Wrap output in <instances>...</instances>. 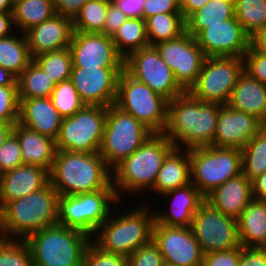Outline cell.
<instances>
[{
  "label": "cell",
  "mask_w": 266,
  "mask_h": 266,
  "mask_svg": "<svg viewBox=\"0 0 266 266\" xmlns=\"http://www.w3.org/2000/svg\"><path fill=\"white\" fill-rule=\"evenodd\" d=\"M221 107L184 91L168 102V121L163 134L180 149L213 146Z\"/></svg>",
  "instance_id": "1"
},
{
  "label": "cell",
  "mask_w": 266,
  "mask_h": 266,
  "mask_svg": "<svg viewBox=\"0 0 266 266\" xmlns=\"http://www.w3.org/2000/svg\"><path fill=\"white\" fill-rule=\"evenodd\" d=\"M49 182L59 196L114 189L111 169L99 152L57 150Z\"/></svg>",
  "instance_id": "2"
},
{
  "label": "cell",
  "mask_w": 266,
  "mask_h": 266,
  "mask_svg": "<svg viewBox=\"0 0 266 266\" xmlns=\"http://www.w3.org/2000/svg\"><path fill=\"white\" fill-rule=\"evenodd\" d=\"M58 192L48 182L38 191L5 204L0 209L3 239L25 240L41 229L57 224Z\"/></svg>",
  "instance_id": "3"
},
{
  "label": "cell",
  "mask_w": 266,
  "mask_h": 266,
  "mask_svg": "<svg viewBox=\"0 0 266 266\" xmlns=\"http://www.w3.org/2000/svg\"><path fill=\"white\" fill-rule=\"evenodd\" d=\"M174 148L163 133H154L133 154L118 163L111 171L119 201H122L123 193L150 192L165 158Z\"/></svg>",
  "instance_id": "4"
},
{
  "label": "cell",
  "mask_w": 266,
  "mask_h": 266,
  "mask_svg": "<svg viewBox=\"0 0 266 266\" xmlns=\"http://www.w3.org/2000/svg\"><path fill=\"white\" fill-rule=\"evenodd\" d=\"M134 207L128 209L131 211H121V214L112 210L91 241L105 252L127 258L141 246L150 243L153 238L155 213L151 212L148 205Z\"/></svg>",
  "instance_id": "5"
},
{
  "label": "cell",
  "mask_w": 266,
  "mask_h": 266,
  "mask_svg": "<svg viewBox=\"0 0 266 266\" xmlns=\"http://www.w3.org/2000/svg\"><path fill=\"white\" fill-rule=\"evenodd\" d=\"M85 233L55 224L28 236L33 266H83L84 253L91 242Z\"/></svg>",
  "instance_id": "6"
},
{
  "label": "cell",
  "mask_w": 266,
  "mask_h": 266,
  "mask_svg": "<svg viewBox=\"0 0 266 266\" xmlns=\"http://www.w3.org/2000/svg\"><path fill=\"white\" fill-rule=\"evenodd\" d=\"M119 207L115 189L59 196L57 224L81 231L92 238L111 214L112 204ZM118 203V205H117Z\"/></svg>",
  "instance_id": "7"
},
{
  "label": "cell",
  "mask_w": 266,
  "mask_h": 266,
  "mask_svg": "<svg viewBox=\"0 0 266 266\" xmlns=\"http://www.w3.org/2000/svg\"><path fill=\"white\" fill-rule=\"evenodd\" d=\"M191 183L206 197L216 187L242 174L238 148L195 147L189 149Z\"/></svg>",
  "instance_id": "8"
},
{
  "label": "cell",
  "mask_w": 266,
  "mask_h": 266,
  "mask_svg": "<svg viewBox=\"0 0 266 266\" xmlns=\"http://www.w3.org/2000/svg\"><path fill=\"white\" fill-rule=\"evenodd\" d=\"M168 102L125 70L120 73L114 105L134 116L153 133H164L167 127Z\"/></svg>",
  "instance_id": "9"
},
{
  "label": "cell",
  "mask_w": 266,
  "mask_h": 266,
  "mask_svg": "<svg viewBox=\"0 0 266 266\" xmlns=\"http://www.w3.org/2000/svg\"><path fill=\"white\" fill-rule=\"evenodd\" d=\"M154 133L134 116L114 104L107 107V115L100 155L112 170L124 158L133 154Z\"/></svg>",
  "instance_id": "10"
},
{
  "label": "cell",
  "mask_w": 266,
  "mask_h": 266,
  "mask_svg": "<svg viewBox=\"0 0 266 266\" xmlns=\"http://www.w3.org/2000/svg\"><path fill=\"white\" fill-rule=\"evenodd\" d=\"M107 107L85 105L71 117L62 120L56 141L57 150L70 152H99Z\"/></svg>",
  "instance_id": "11"
},
{
  "label": "cell",
  "mask_w": 266,
  "mask_h": 266,
  "mask_svg": "<svg viewBox=\"0 0 266 266\" xmlns=\"http://www.w3.org/2000/svg\"><path fill=\"white\" fill-rule=\"evenodd\" d=\"M243 71V58L206 57L197 82L189 91L201 101L226 105Z\"/></svg>",
  "instance_id": "12"
},
{
  "label": "cell",
  "mask_w": 266,
  "mask_h": 266,
  "mask_svg": "<svg viewBox=\"0 0 266 266\" xmlns=\"http://www.w3.org/2000/svg\"><path fill=\"white\" fill-rule=\"evenodd\" d=\"M124 70L168 101L185 91L152 45L131 52L124 60Z\"/></svg>",
  "instance_id": "13"
},
{
  "label": "cell",
  "mask_w": 266,
  "mask_h": 266,
  "mask_svg": "<svg viewBox=\"0 0 266 266\" xmlns=\"http://www.w3.org/2000/svg\"><path fill=\"white\" fill-rule=\"evenodd\" d=\"M190 227L204 254L240 246L238 221L224 215L206 201L194 214Z\"/></svg>",
  "instance_id": "14"
},
{
  "label": "cell",
  "mask_w": 266,
  "mask_h": 266,
  "mask_svg": "<svg viewBox=\"0 0 266 266\" xmlns=\"http://www.w3.org/2000/svg\"><path fill=\"white\" fill-rule=\"evenodd\" d=\"M173 71L175 80L188 91L196 82L206 58L195 37L184 32L179 37L153 45Z\"/></svg>",
  "instance_id": "15"
},
{
  "label": "cell",
  "mask_w": 266,
  "mask_h": 266,
  "mask_svg": "<svg viewBox=\"0 0 266 266\" xmlns=\"http://www.w3.org/2000/svg\"><path fill=\"white\" fill-rule=\"evenodd\" d=\"M153 242L158 246L164 263L175 266H202L204 253L191 227L154 223Z\"/></svg>",
  "instance_id": "16"
},
{
  "label": "cell",
  "mask_w": 266,
  "mask_h": 266,
  "mask_svg": "<svg viewBox=\"0 0 266 266\" xmlns=\"http://www.w3.org/2000/svg\"><path fill=\"white\" fill-rule=\"evenodd\" d=\"M69 50L73 67L124 68L125 58L117 51L112 38L103 33L74 31Z\"/></svg>",
  "instance_id": "17"
},
{
  "label": "cell",
  "mask_w": 266,
  "mask_h": 266,
  "mask_svg": "<svg viewBox=\"0 0 266 266\" xmlns=\"http://www.w3.org/2000/svg\"><path fill=\"white\" fill-rule=\"evenodd\" d=\"M123 70L72 67L70 79L86 105L109 107L115 103L118 78Z\"/></svg>",
  "instance_id": "18"
},
{
  "label": "cell",
  "mask_w": 266,
  "mask_h": 266,
  "mask_svg": "<svg viewBox=\"0 0 266 266\" xmlns=\"http://www.w3.org/2000/svg\"><path fill=\"white\" fill-rule=\"evenodd\" d=\"M195 39L206 57L243 58L250 46V37L236 18L207 25Z\"/></svg>",
  "instance_id": "19"
},
{
  "label": "cell",
  "mask_w": 266,
  "mask_h": 266,
  "mask_svg": "<svg viewBox=\"0 0 266 266\" xmlns=\"http://www.w3.org/2000/svg\"><path fill=\"white\" fill-rule=\"evenodd\" d=\"M265 125L255 116L228 104L220 108L213 146L242 149Z\"/></svg>",
  "instance_id": "20"
},
{
  "label": "cell",
  "mask_w": 266,
  "mask_h": 266,
  "mask_svg": "<svg viewBox=\"0 0 266 266\" xmlns=\"http://www.w3.org/2000/svg\"><path fill=\"white\" fill-rule=\"evenodd\" d=\"M73 33V19L56 13L24 34L33 58L46 52L69 48Z\"/></svg>",
  "instance_id": "21"
},
{
  "label": "cell",
  "mask_w": 266,
  "mask_h": 266,
  "mask_svg": "<svg viewBox=\"0 0 266 266\" xmlns=\"http://www.w3.org/2000/svg\"><path fill=\"white\" fill-rule=\"evenodd\" d=\"M49 182V172L36 165L23 164L0 175V209L43 188Z\"/></svg>",
  "instance_id": "22"
},
{
  "label": "cell",
  "mask_w": 266,
  "mask_h": 266,
  "mask_svg": "<svg viewBox=\"0 0 266 266\" xmlns=\"http://www.w3.org/2000/svg\"><path fill=\"white\" fill-rule=\"evenodd\" d=\"M62 120L50 97L19 98L18 123L24 127L56 140Z\"/></svg>",
  "instance_id": "23"
},
{
  "label": "cell",
  "mask_w": 266,
  "mask_h": 266,
  "mask_svg": "<svg viewBox=\"0 0 266 266\" xmlns=\"http://www.w3.org/2000/svg\"><path fill=\"white\" fill-rule=\"evenodd\" d=\"M162 196L169 198L172 204L166 211H154L155 222L167 226L190 227L194 214L205 201V197L192 183L168 191Z\"/></svg>",
  "instance_id": "24"
},
{
  "label": "cell",
  "mask_w": 266,
  "mask_h": 266,
  "mask_svg": "<svg viewBox=\"0 0 266 266\" xmlns=\"http://www.w3.org/2000/svg\"><path fill=\"white\" fill-rule=\"evenodd\" d=\"M252 199L251 181L243 174L227 180L205 197L213 208L236 220Z\"/></svg>",
  "instance_id": "25"
},
{
  "label": "cell",
  "mask_w": 266,
  "mask_h": 266,
  "mask_svg": "<svg viewBox=\"0 0 266 266\" xmlns=\"http://www.w3.org/2000/svg\"><path fill=\"white\" fill-rule=\"evenodd\" d=\"M13 134L17 137L23 164L36 165L50 172L56 154V141L16 123Z\"/></svg>",
  "instance_id": "26"
},
{
  "label": "cell",
  "mask_w": 266,
  "mask_h": 266,
  "mask_svg": "<svg viewBox=\"0 0 266 266\" xmlns=\"http://www.w3.org/2000/svg\"><path fill=\"white\" fill-rule=\"evenodd\" d=\"M228 105L255 116L266 126V85L247 72L239 75Z\"/></svg>",
  "instance_id": "27"
},
{
  "label": "cell",
  "mask_w": 266,
  "mask_h": 266,
  "mask_svg": "<svg viewBox=\"0 0 266 266\" xmlns=\"http://www.w3.org/2000/svg\"><path fill=\"white\" fill-rule=\"evenodd\" d=\"M190 183L189 149L175 147L165 158L151 192L161 195Z\"/></svg>",
  "instance_id": "28"
},
{
  "label": "cell",
  "mask_w": 266,
  "mask_h": 266,
  "mask_svg": "<svg viewBox=\"0 0 266 266\" xmlns=\"http://www.w3.org/2000/svg\"><path fill=\"white\" fill-rule=\"evenodd\" d=\"M237 221L241 246H266V201L253 198Z\"/></svg>",
  "instance_id": "29"
},
{
  "label": "cell",
  "mask_w": 266,
  "mask_h": 266,
  "mask_svg": "<svg viewBox=\"0 0 266 266\" xmlns=\"http://www.w3.org/2000/svg\"><path fill=\"white\" fill-rule=\"evenodd\" d=\"M234 4L222 0H210L185 19V32L196 37L207 28V25L221 24L224 20L235 18Z\"/></svg>",
  "instance_id": "30"
},
{
  "label": "cell",
  "mask_w": 266,
  "mask_h": 266,
  "mask_svg": "<svg viewBox=\"0 0 266 266\" xmlns=\"http://www.w3.org/2000/svg\"><path fill=\"white\" fill-rule=\"evenodd\" d=\"M0 38V65L18 77L32 61L27 39L18 31ZM21 36V37H20Z\"/></svg>",
  "instance_id": "31"
},
{
  "label": "cell",
  "mask_w": 266,
  "mask_h": 266,
  "mask_svg": "<svg viewBox=\"0 0 266 266\" xmlns=\"http://www.w3.org/2000/svg\"><path fill=\"white\" fill-rule=\"evenodd\" d=\"M13 22L16 31L25 33L54 14L53 0H18L13 4Z\"/></svg>",
  "instance_id": "32"
},
{
  "label": "cell",
  "mask_w": 266,
  "mask_h": 266,
  "mask_svg": "<svg viewBox=\"0 0 266 266\" xmlns=\"http://www.w3.org/2000/svg\"><path fill=\"white\" fill-rule=\"evenodd\" d=\"M111 38L117 51L126 58L131 52L149 46L146 20L127 18Z\"/></svg>",
  "instance_id": "33"
},
{
  "label": "cell",
  "mask_w": 266,
  "mask_h": 266,
  "mask_svg": "<svg viewBox=\"0 0 266 266\" xmlns=\"http://www.w3.org/2000/svg\"><path fill=\"white\" fill-rule=\"evenodd\" d=\"M149 45L175 39L185 32L182 13L156 14L146 19Z\"/></svg>",
  "instance_id": "34"
},
{
  "label": "cell",
  "mask_w": 266,
  "mask_h": 266,
  "mask_svg": "<svg viewBox=\"0 0 266 266\" xmlns=\"http://www.w3.org/2000/svg\"><path fill=\"white\" fill-rule=\"evenodd\" d=\"M19 98H46L52 94L56 83L32 60L17 77Z\"/></svg>",
  "instance_id": "35"
},
{
  "label": "cell",
  "mask_w": 266,
  "mask_h": 266,
  "mask_svg": "<svg viewBox=\"0 0 266 266\" xmlns=\"http://www.w3.org/2000/svg\"><path fill=\"white\" fill-rule=\"evenodd\" d=\"M242 174L250 181L266 171V126L241 149Z\"/></svg>",
  "instance_id": "36"
},
{
  "label": "cell",
  "mask_w": 266,
  "mask_h": 266,
  "mask_svg": "<svg viewBox=\"0 0 266 266\" xmlns=\"http://www.w3.org/2000/svg\"><path fill=\"white\" fill-rule=\"evenodd\" d=\"M111 0H89L73 19L74 31L102 33Z\"/></svg>",
  "instance_id": "37"
},
{
  "label": "cell",
  "mask_w": 266,
  "mask_h": 266,
  "mask_svg": "<svg viewBox=\"0 0 266 266\" xmlns=\"http://www.w3.org/2000/svg\"><path fill=\"white\" fill-rule=\"evenodd\" d=\"M235 18L251 38L266 26V0H235Z\"/></svg>",
  "instance_id": "38"
},
{
  "label": "cell",
  "mask_w": 266,
  "mask_h": 266,
  "mask_svg": "<svg viewBox=\"0 0 266 266\" xmlns=\"http://www.w3.org/2000/svg\"><path fill=\"white\" fill-rule=\"evenodd\" d=\"M32 60L56 84L71 78L73 63L69 48L60 51L46 52L33 57Z\"/></svg>",
  "instance_id": "39"
},
{
  "label": "cell",
  "mask_w": 266,
  "mask_h": 266,
  "mask_svg": "<svg viewBox=\"0 0 266 266\" xmlns=\"http://www.w3.org/2000/svg\"><path fill=\"white\" fill-rule=\"evenodd\" d=\"M50 99L63 118L73 116L86 105L81 100L71 79L56 84Z\"/></svg>",
  "instance_id": "40"
},
{
  "label": "cell",
  "mask_w": 266,
  "mask_h": 266,
  "mask_svg": "<svg viewBox=\"0 0 266 266\" xmlns=\"http://www.w3.org/2000/svg\"><path fill=\"white\" fill-rule=\"evenodd\" d=\"M0 266H33L30 249L24 240H0Z\"/></svg>",
  "instance_id": "41"
},
{
  "label": "cell",
  "mask_w": 266,
  "mask_h": 266,
  "mask_svg": "<svg viewBox=\"0 0 266 266\" xmlns=\"http://www.w3.org/2000/svg\"><path fill=\"white\" fill-rule=\"evenodd\" d=\"M18 117V85L0 86V123L15 125Z\"/></svg>",
  "instance_id": "42"
},
{
  "label": "cell",
  "mask_w": 266,
  "mask_h": 266,
  "mask_svg": "<svg viewBox=\"0 0 266 266\" xmlns=\"http://www.w3.org/2000/svg\"><path fill=\"white\" fill-rule=\"evenodd\" d=\"M126 264V256L105 252L92 241L84 253L83 266H125Z\"/></svg>",
  "instance_id": "43"
},
{
  "label": "cell",
  "mask_w": 266,
  "mask_h": 266,
  "mask_svg": "<svg viewBox=\"0 0 266 266\" xmlns=\"http://www.w3.org/2000/svg\"><path fill=\"white\" fill-rule=\"evenodd\" d=\"M21 165L23 160L20 144L12 133L0 148V175Z\"/></svg>",
  "instance_id": "44"
},
{
  "label": "cell",
  "mask_w": 266,
  "mask_h": 266,
  "mask_svg": "<svg viewBox=\"0 0 266 266\" xmlns=\"http://www.w3.org/2000/svg\"><path fill=\"white\" fill-rule=\"evenodd\" d=\"M244 71L253 79L266 85V53L251 45L243 56Z\"/></svg>",
  "instance_id": "45"
},
{
  "label": "cell",
  "mask_w": 266,
  "mask_h": 266,
  "mask_svg": "<svg viewBox=\"0 0 266 266\" xmlns=\"http://www.w3.org/2000/svg\"><path fill=\"white\" fill-rule=\"evenodd\" d=\"M129 266H162L163 257L153 240L135 250L128 258Z\"/></svg>",
  "instance_id": "46"
},
{
  "label": "cell",
  "mask_w": 266,
  "mask_h": 266,
  "mask_svg": "<svg viewBox=\"0 0 266 266\" xmlns=\"http://www.w3.org/2000/svg\"><path fill=\"white\" fill-rule=\"evenodd\" d=\"M240 246L225 251L204 254L202 266H239Z\"/></svg>",
  "instance_id": "47"
},
{
  "label": "cell",
  "mask_w": 266,
  "mask_h": 266,
  "mask_svg": "<svg viewBox=\"0 0 266 266\" xmlns=\"http://www.w3.org/2000/svg\"><path fill=\"white\" fill-rule=\"evenodd\" d=\"M162 13H181L179 0H145L143 19Z\"/></svg>",
  "instance_id": "48"
},
{
  "label": "cell",
  "mask_w": 266,
  "mask_h": 266,
  "mask_svg": "<svg viewBox=\"0 0 266 266\" xmlns=\"http://www.w3.org/2000/svg\"><path fill=\"white\" fill-rule=\"evenodd\" d=\"M239 266H266V248L240 245Z\"/></svg>",
  "instance_id": "49"
},
{
  "label": "cell",
  "mask_w": 266,
  "mask_h": 266,
  "mask_svg": "<svg viewBox=\"0 0 266 266\" xmlns=\"http://www.w3.org/2000/svg\"><path fill=\"white\" fill-rule=\"evenodd\" d=\"M126 19V15L111 1L108 6L107 17L102 33L112 37Z\"/></svg>",
  "instance_id": "50"
},
{
  "label": "cell",
  "mask_w": 266,
  "mask_h": 266,
  "mask_svg": "<svg viewBox=\"0 0 266 266\" xmlns=\"http://www.w3.org/2000/svg\"><path fill=\"white\" fill-rule=\"evenodd\" d=\"M89 0H53L57 14L74 19L81 7Z\"/></svg>",
  "instance_id": "51"
},
{
  "label": "cell",
  "mask_w": 266,
  "mask_h": 266,
  "mask_svg": "<svg viewBox=\"0 0 266 266\" xmlns=\"http://www.w3.org/2000/svg\"><path fill=\"white\" fill-rule=\"evenodd\" d=\"M127 18H142L145 0H111Z\"/></svg>",
  "instance_id": "52"
},
{
  "label": "cell",
  "mask_w": 266,
  "mask_h": 266,
  "mask_svg": "<svg viewBox=\"0 0 266 266\" xmlns=\"http://www.w3.org/2000/svg\"><path fill=\"white\" fill-rule=\"evenodd\" d=\"M253 198L266 201V171L251 181Z\"/></svg>",
  "instance_id": "53"
},
{
  "label": "cell",
  "mask_w": 266,
  "mask_h": 266,
  "mask_svg": "<svg viewBox=\"0 0 266 266\" xmlns=\"http://www.w3.org/2000/svg\"><path fill=\"white\" fill-rule=\"evenodd\" d=\"M210 0H179L181 13L184 19L196 10L202 8Z\"/></svg>",
  "instance_id": "54"
},
{
  "label": "cell",
  "mask_w": 266,
  "mask_h": 266,
  "mask_svg": "<svg viewBox=\"0 0 266 266\" xmlns=\"http://www.w3.org/2000/svg\"><path fill=\"white\" fill-rule=\"evenodd\" d=\"M13 30L15 26L12 12L0 13V38L13 34Z\"/></svg>",
  "instance_id": "55"
},
{
  "label": "cell",
  "mask_w": 266,
  "mask_h": 266,
  "mask_svg": "<svg viewBox=\"0 0 266 266\" xmlns=\"http://www.w3.org/2000/svg\"><path fill=\"white\" fill-rule=\"evenodd\" d=\"M250 45L266 53V26L250 38Z\"/></svg>",
  "instance_id": "56"
},
{
  "label": "cell",
  "mask_w": 266,
  "mask_h": 266,
  "mask_svg": "<svg viewBox=\"0 0 266 266\" xmlns=\"http://www.w3.org/2000/svg\"><path fill=\"white\" fill-rule=\"evenodd\" d=\"M18 85L17 77L0 65V86Z\"/></svg>",
  "instance_id": "57"
},
{
  "label": "cell",
  "mask_w": 266,
  "mask_h": 266,
  "mask_svg": "<svg viewBox=\"0 0 266 266\" xmlns=\"http://www.w3.org/2000/svg\"><path fill=\"white\" fill-rule=\"evenodd\" d=\"M14 124L0 123V148L13 133Z\"/></svg>",
  "instance_id": "58"
},
{
  "label": "cell",
  "mask_w": 266,
  "mask_h": 266,
  "mask_svg": "<svg viewBox=\"0 0 266 266\" xmlns=\"http://www.w3.org/2000/svg\"><path fill=\"white\" fill-rule=\"evenodd\" d=\"M13 0H0V13L13 11Z\"/></svg>",
  "instance_id": "59"
},
{
  "label": "cell",
  "mask_w": 266,
  "mask_h": 266,
  "mask_svg": "<svg viewBox=\"0 0 266 266\" xmlns=\"http://www.w3.org/2000/svg\"><path fill=\"white\" fill-rule=\"evenodd\" d=\"M222 1L230 2V3H235V0H222Z\"/></svg>",
  "instance_id": "60"
},
{
  "label": "cell",
  "mask_w": 266,
  "mask_h": 266,
  "mask_svg": "<svg viewBox=\"0 0 266 266\" xmlns=\"http://www.w3.org/2000/svg\"><path fill=\"white\" fill-rule=\"evenodd\" d=\"M162 266H175V265L164 263Z\"/></svg>",
  "instance_id": "61"
}]
</instances>
